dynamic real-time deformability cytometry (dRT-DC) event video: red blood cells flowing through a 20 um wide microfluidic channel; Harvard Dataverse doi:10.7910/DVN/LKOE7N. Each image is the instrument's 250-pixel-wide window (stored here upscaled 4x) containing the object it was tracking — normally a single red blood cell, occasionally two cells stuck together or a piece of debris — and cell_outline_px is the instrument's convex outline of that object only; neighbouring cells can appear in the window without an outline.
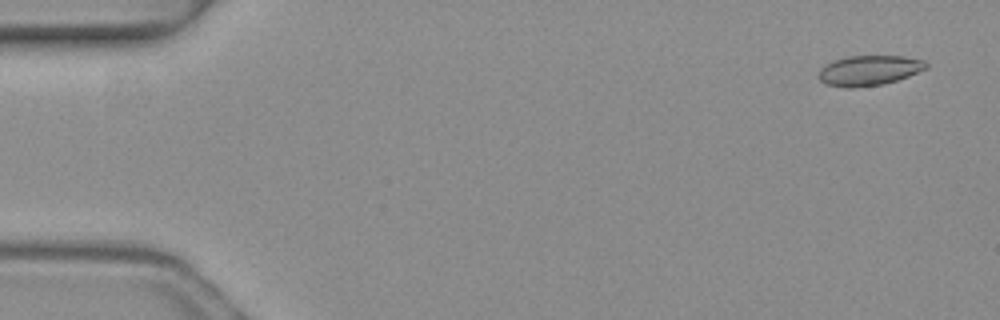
{"species": "common noctule bat (a hibernating species)", "species_latin": "Nyctalus noctula", "temperature_condition": "warm", "stored_images_in_passage": 3, "camera_frame_rate_fps": 3000, "um_per_image_px": 0.085, "animal": {"sex": "female", "body_mass_g": 19.3, "forearm_length_mm": 54.1}, "frame": {"image": 1, "passage_image": 1, "time_ms": 0.0, "image_size_px": [1000, 320], "cell_outline_px": [[928, 68], [908, 76], [884, 84], [852, 88], [844, 88], [824, 84], [816, 76], [820, 68], [824, 64], [832, 60], [848, 56], [904, 56], [924, 60], [928, 64]], "centroid_in_image_um": [73.82, 5.99], "position_along_channel_um": 11.2, "area_um2": 19.19}}